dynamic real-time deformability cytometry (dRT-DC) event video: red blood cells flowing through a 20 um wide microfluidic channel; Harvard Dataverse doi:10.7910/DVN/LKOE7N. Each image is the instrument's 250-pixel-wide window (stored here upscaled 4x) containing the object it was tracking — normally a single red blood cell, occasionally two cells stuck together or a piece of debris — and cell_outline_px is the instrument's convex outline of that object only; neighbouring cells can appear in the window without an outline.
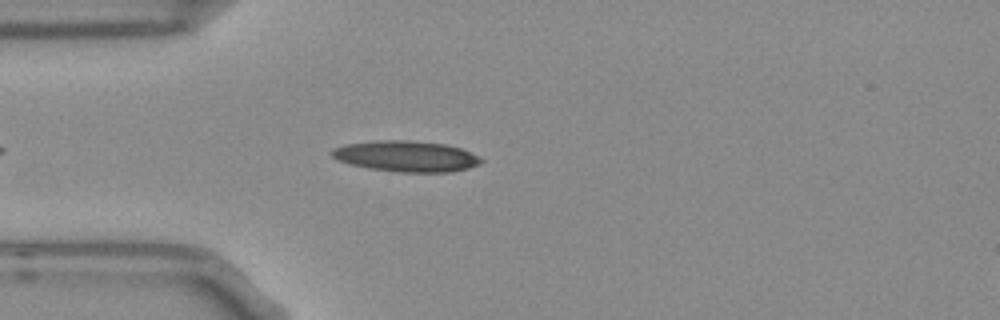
{"species": "Egyptian fruit bat (a non-hibernating species)", "species_latin": "Rousettus aegyptiacus", "temperature_condition": "room temperature", "stored_images_in_passage": 37, "camera_frame_rate_fps": 3000, "um_per_image_px": 0.085, "frame": {"image": 1, "passage_image": 1, "time_ms": 0.0, "image_size_px": [1000, 320], "cell_outline_px": [[484, 160], [480, 164], [468, 168], [452, 172], [400, 172], [372, 168], [352, 164], [336, 160], [332, 156], [332, 148], [344, 144], [376, 140], [408, 140], [444, 144], [460, 148]], "centroid_in_image_um": [34.51, 13.27], "position_along_channel_um": 50.5, "area_um2": 26.65}}
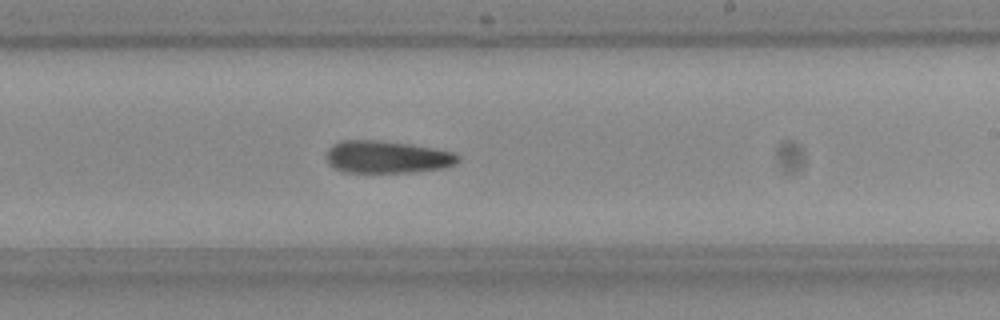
{"frame": {"image": 2, "passage_image": 18, "time_ms": 5.667, "image_size_px": [1000, 320], "cell_outline_px": [[460, 160], [452, 164], [440, 168], [408, 172], [344, 172], [328, 164], [328, 148], [332, 144], [340, 140], [376, 140], [412, 144], [452, 152], [460, 156]], "centroid_in_image_um": [32.86, 13.33], "position_along_channel_um": 256.1, "area_um2": 24.57}}
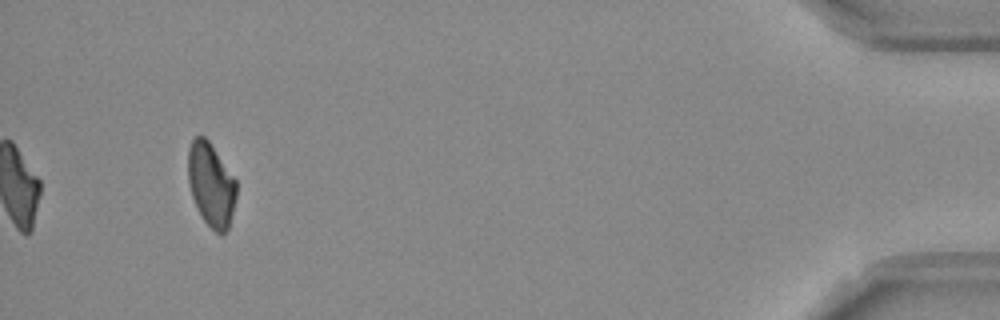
{"frame": {"image": 3, "passage_image": 37, "time_ms": 12.0, "image_size_px": [1000, 320], "cell_outline_px": [[236, 196], [228, 228], [220, 236], [204, 220], [192, 196], [188, 180], [188, 148], [192, 140], [196, 136], [204, 136], [208, 140], [236, 180]], "centroid_in_image_um": [17.93, 15.68], "position_along_channel_um": 417.3, "area_um2": 23.12}}